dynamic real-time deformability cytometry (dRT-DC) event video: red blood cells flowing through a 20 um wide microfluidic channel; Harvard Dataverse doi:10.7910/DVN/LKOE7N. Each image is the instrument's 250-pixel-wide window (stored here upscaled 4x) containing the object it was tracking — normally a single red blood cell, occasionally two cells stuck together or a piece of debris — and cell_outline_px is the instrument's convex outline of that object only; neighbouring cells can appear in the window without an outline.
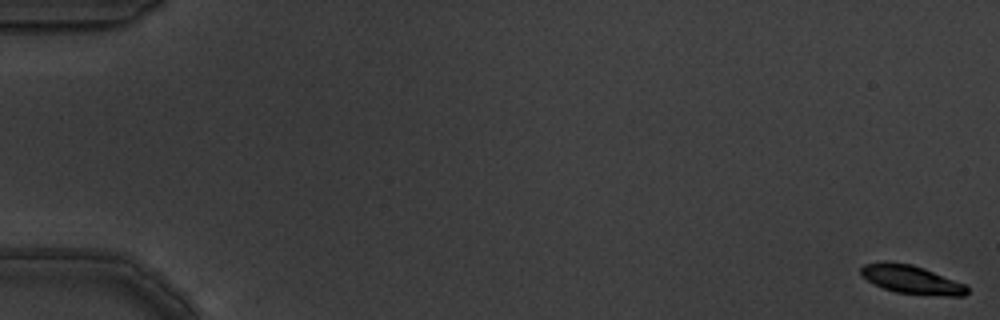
{"species": "common noctule bat (a hibernating species)", "species_latin": "Nyctalus noctula", "temperature_condition": "warm", "stored_images_in_passage": 6, "camera_frame_rate_fps": 3000, "um_per_image_px": 0.085, "animal": {"sex": "male", "body_mass_g": 19.5, "forearm_length_mm": 54.6}, "frame": {"image": 1, "passage_image": 1, "time_ms": 0.0, "image_size_px": [1000, 320], "cell_outline_px": [[968, 292], [964, 296], [944, 296], [896, 292], [884, 288], [868, 280], [860, 272], [860, 268], [864, 264], [884, 260], [912, 264], [924, 268], [964, 284], [968, 288]], "centroid_in_image_um": [77.47, 23.74], "position_along_channel_um": 7.5, "area_um2": 17.51}}
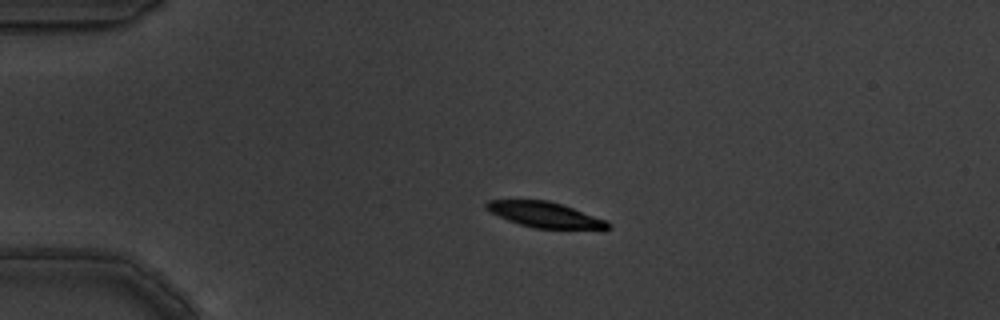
{"frame": {"image": 2, "passage_image": 5, "time_ms": 1.333, "image_size_px": [1000, 320], "cell_outline_px": [[612, 228], [532, 228], [508, 220], [484, 208], [484, 204], [488, 200], [548, 200], [608, 220], [612, 224]], "centroid_in_image_um": [46.31, 18.24], "position_along_channel_um": 38.7, "area_um2": 17.74}}